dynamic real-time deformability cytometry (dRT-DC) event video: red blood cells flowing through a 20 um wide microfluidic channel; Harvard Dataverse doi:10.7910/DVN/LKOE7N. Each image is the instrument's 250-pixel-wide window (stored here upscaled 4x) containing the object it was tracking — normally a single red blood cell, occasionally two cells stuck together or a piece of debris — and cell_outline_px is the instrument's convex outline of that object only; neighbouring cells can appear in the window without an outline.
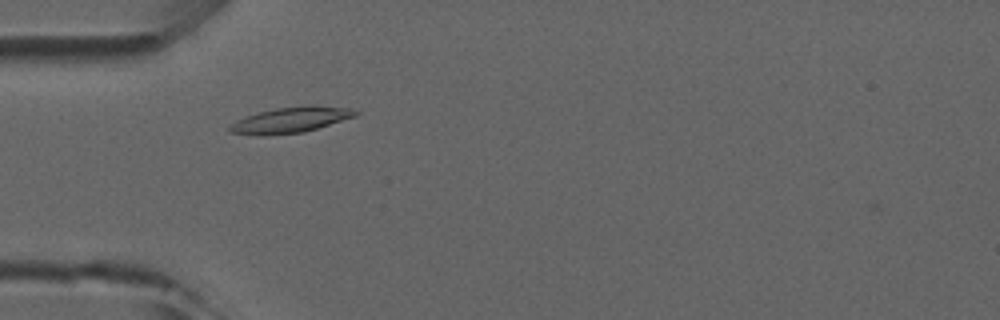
{"species": "common noctule bat (a hibernating species)", "species_latin": "Nyctalus noctula", "temperature_condition": "room temperature", "stored_images_in_passage": 44, "camera_frame_rate_fps": 3000, "um_per_image_px": 0.085, "animal": {"sex": "male", "forearm_length_mm": 52.5}, "frame": {"image": 1, "passage_image": 10, "time_ms": 3.0, "image_size_px": [1000, 320], "cell_outline_px": [[360, 112], [356, 116], [304, 132], [260, 136], [256, 136], [232, 132], [228, 128], [228, 124], [244, 116], [276, 108], [304, 104], [312, 104], [352, 108]], "centroid_in_image_um": [24.71, 10.17], "position_along_channel_um": 60.3, "area_um2": 19.19}}
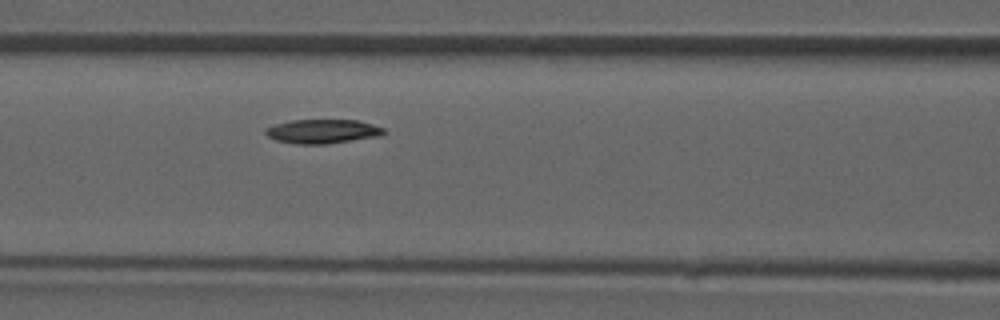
{"frame": {"image": 2, "passage_image": 16, "time_ms": 5.0, "image_size_px": [1000, 320], "cell_outline_px": [[388, 132], [380, 136], [324, 144], [296, 144], [276, 140], [268, 136], [264, 132], [264, 128], [276, 124], [292, 120], [360, 120], [384, 128]], "centroid_in_image_um": [27.43, 11.16], "position_along_channel_um": 139.2, "area_um2": 16.65}}
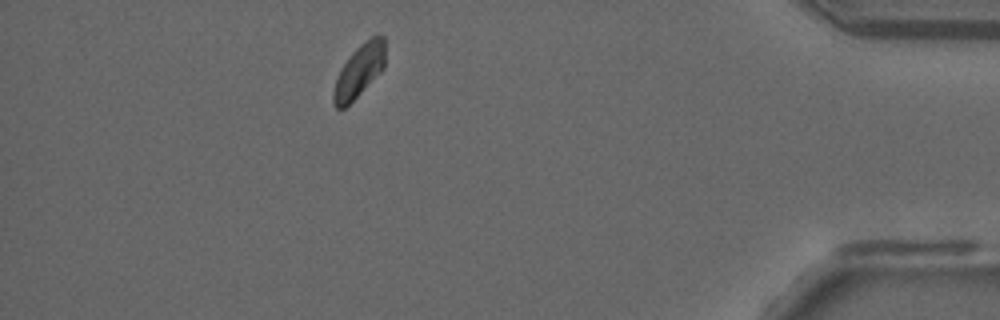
{"frame": {"image": 3, "passage_image": 39, "time_ms": 12.667, "image_size_px": [1000, 320], "cell_outline_px": [[384, 68], [344, 108], [336, 108], [332, 104], [332, 92], [340, 68], [352, 52], [360, 44], [372, 36], [384, 36]], "centroid_in_image_um": [30.49, 6.02], "position_along_channel_um": 404.7, "area_um2": 15.55}}